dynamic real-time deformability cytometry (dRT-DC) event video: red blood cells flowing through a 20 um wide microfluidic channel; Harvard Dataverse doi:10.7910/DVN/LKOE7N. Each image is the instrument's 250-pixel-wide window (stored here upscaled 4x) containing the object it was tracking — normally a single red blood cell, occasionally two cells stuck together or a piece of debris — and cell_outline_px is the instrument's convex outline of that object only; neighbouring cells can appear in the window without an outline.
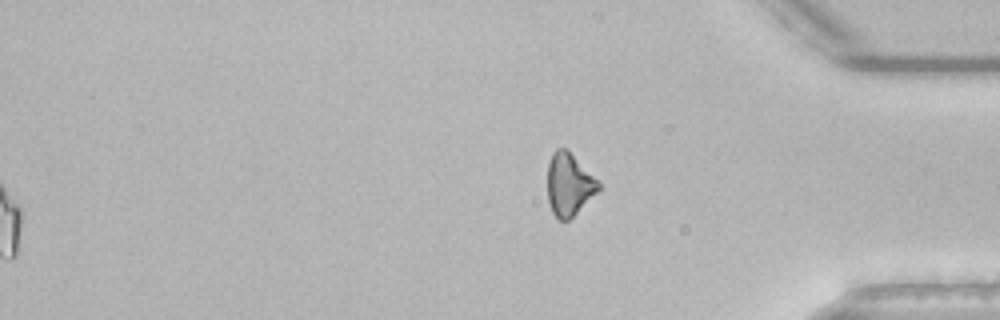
{"species": "common noctule bat (a hibernating species)", "species_latin": "Nyctalus noctula", "temperature_condition": "room temperature", "stored_images_in_passage": 50, "segment_of_instrument_passage": [2, 2], "camera_frame_rate_fps": 3000, "um_per_image_px": 0.085, "animal": {"sex": "male", "body_mass_g": 21.5, "forearm_length_mm": 52.0}, "frame": {"image": 1, "passage_image": 50, "time_ms": 16.333, "image_size_px": [1000, 320], "cell_outline_px": [[600, 188], [568, 220], [556, 220], [552, 212], [548, 200], [548, 164], [552, 152], [556, 148], [564, 148], [600, 184]], "centroid_in_image_um": [48.3, 15.71], "position_along_channel_um": 386.9, "area_um2": 17.8}}